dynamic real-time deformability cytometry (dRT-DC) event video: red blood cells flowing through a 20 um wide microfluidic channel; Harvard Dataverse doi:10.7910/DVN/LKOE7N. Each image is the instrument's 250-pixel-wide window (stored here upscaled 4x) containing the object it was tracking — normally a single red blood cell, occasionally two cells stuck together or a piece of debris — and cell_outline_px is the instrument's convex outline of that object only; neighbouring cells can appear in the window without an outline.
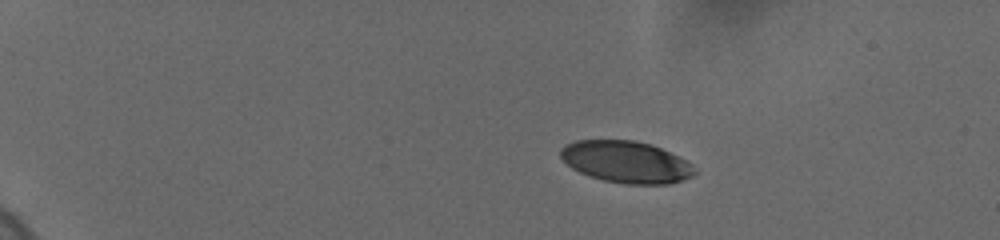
{"species": "human", "species_latin": "Homo sapiens", "temperature_condition": "cold", "stored_images_in_passage": 6, "camera_frame_rate_fps": 3000, "um_per_image_px": 0.085, "donor": {"sex": "female"}, "frame": {"image": 1, "passage_image": 2, "time_ms": 1.0, "image_size_px": [1000, 240], "cell_outline_px": [[696, 172], [692, 176], [668, 184], [624, 184], [604, 180], [588, 176], [572, 168], [560, 156], [560, 148], [576, 140], [636, 140], [652, 144], [692, 164], [696, 168]], "centroid_in_image_um": [53.21, 13.76], "position_along_channel_um": 31.8, "area_um2": 32.48}}
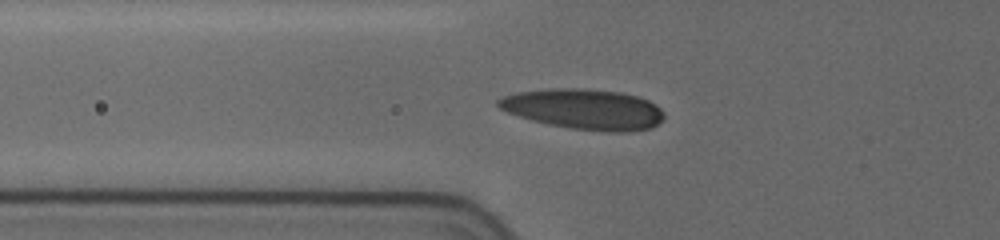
{"frame": {"image": 2, "passage_image": 6, "time_ms": 5.0, "image_size_px": [1000, 240], "cell_outline_px": [[664, 120], [652, 128], [628, 132], [608, 132], [568, 128], [548, 124], [532, 120], [508, 112], [500, 108], [496, 104], [496, 100], [504, 96], [516, 92], [548, 88], [584, 88], [620, 92], [636, 96], [648, 100], [656, 104], [664, 112]], "centroid_in_image_um": [49.67, 9.28], "position_along_channel_um": 76.1, "area_um2": 39.36}}